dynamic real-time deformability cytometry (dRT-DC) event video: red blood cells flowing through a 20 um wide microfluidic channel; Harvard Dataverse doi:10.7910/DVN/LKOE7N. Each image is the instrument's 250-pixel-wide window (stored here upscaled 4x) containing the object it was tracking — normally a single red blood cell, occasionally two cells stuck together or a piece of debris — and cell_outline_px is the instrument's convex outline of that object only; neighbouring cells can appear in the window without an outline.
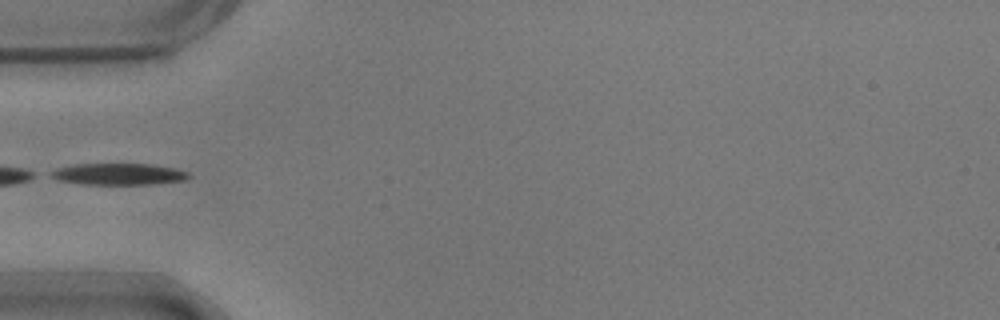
{"species": "common noctule bat (a hibernating species)", "species_latin": "Nyctalus noctula", "temperature_condition": "warm", "stored_images_in_passage": 36, "camera_frame_rate_fps": 3000, "um_per_image_px": 0.085, "animal": {"sex": "male", "body_mass_g": 17.9}, "frame": {"image": 1, "passage_image": 1, "time_ms": 0.0, "image_size_px": [1000, 320], "cell_outline_px": [[192, 176], [188, 180], [152, 184], [80, 184], [60, 180], [48, 176], [48, 172], [56, 168], [72, 164], [148, 164], [176, 168], [188, 172]], "centroid_in_image_um": [10.08, 14.8], "position_along_channel_um": 74.9, "area_um2": 17.51}}